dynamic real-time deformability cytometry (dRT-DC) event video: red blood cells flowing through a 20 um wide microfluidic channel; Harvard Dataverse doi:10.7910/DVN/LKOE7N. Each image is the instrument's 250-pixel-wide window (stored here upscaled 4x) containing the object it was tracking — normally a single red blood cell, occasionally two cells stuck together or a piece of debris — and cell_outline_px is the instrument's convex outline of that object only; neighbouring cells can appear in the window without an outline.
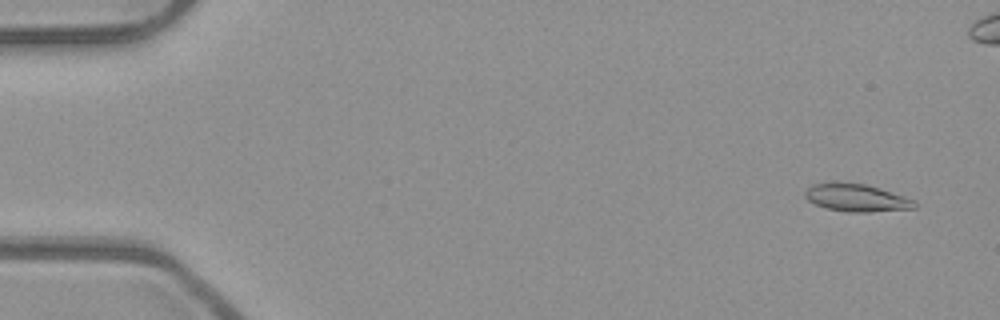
{"species": "common noctule bat (a hibernating species)", "species_latin": "Nyctalus noctula", "temperature_condition": "room temperature", "stored_images_in_passage": 4, "camera_frame_rate_fps": 3000, "um_per_image_px": 0.085, "animal": {"sex": "male", "body_mass_g": 23.1, "forearm_length_mm": 52.7}, "frame": {"image": 1, "passage_image": 1, "time_ms": 0.0, "image_size_px": [1000, 320], "cell_outline_px": [[916, 208], [868, 212], [848, 212], [828, 208], [816, 204], [808, 200], [804, 196], [804, 192], [812, 184], [836, 180], [864, 184], [880, 188], [916, 200]], "centroid_in_image_um": [72.78, 16.78], "position_along_channel_um": 12.2, "area_um2": 17.86}}